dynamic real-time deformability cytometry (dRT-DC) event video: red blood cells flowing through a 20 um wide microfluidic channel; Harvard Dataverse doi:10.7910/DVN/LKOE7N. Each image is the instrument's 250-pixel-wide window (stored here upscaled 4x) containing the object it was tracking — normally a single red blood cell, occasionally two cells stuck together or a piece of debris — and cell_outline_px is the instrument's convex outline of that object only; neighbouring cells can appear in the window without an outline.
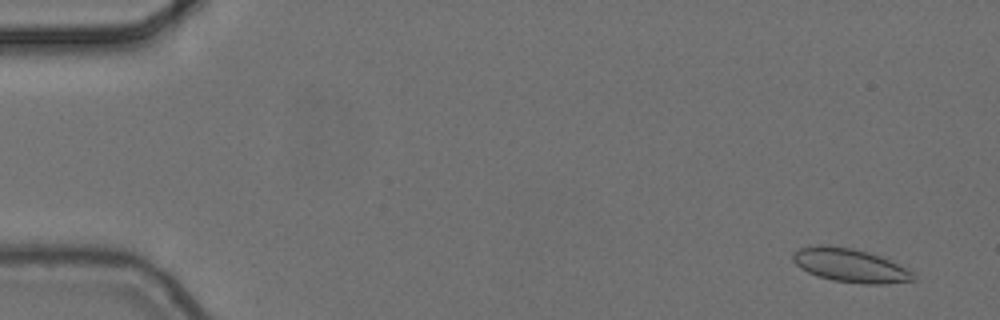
{"species": "common noctule bat (a hibernating species)", "species_latin": "Nyctalus noctula", "temperature_condition": "cold", "stored_images_in_passage": 8, "camera_frame_rate_fps": 3000, "um_per_image_px": 0.085, "animal": {"sex": "female", "body_mass_g": 24.6, "forearm_length_mm": 56.2}, "frame": {"image": 1, "passage_image": 2, "time_ms": 0.333, "image_size_px": [1000, 320], "cell_outline_px": [[916, 280], [884, 284], [864, 284], [832, 280], [816, 276], [800, 268], [792, 260], [792, 252], [800, 248], [820, 244], [828, 244], [852, 248], [868, 252], [880, 256], [912, 272], [916, 276]], "centroid_in_image_um": [72.21, 22.55], "position_along_channel_um": 12.8, "area_um2": 23.64}}
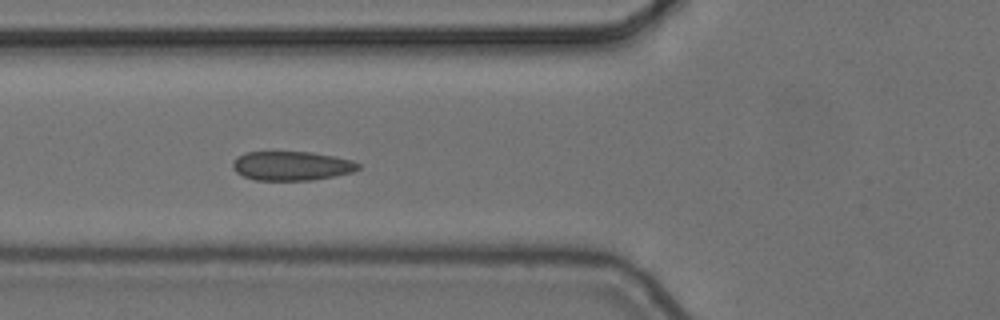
{"frame": {"image": 2, "passage_image": 7, "time_ms": 2.0, "image_size_px": [1000, 320], "cell_outline_px": [[360, 168], [352, 172], [312, 180], [256, 180], [244, 176], [236, 172], [232, 168], [232, 164], [236, 156], [244, 152], [312, 152], [352, 160], [360, 164]], "centroid_in_image_um": [24.75, 14.09], "position_along_channel_um": 101.0, "area_um2": 21.27}}
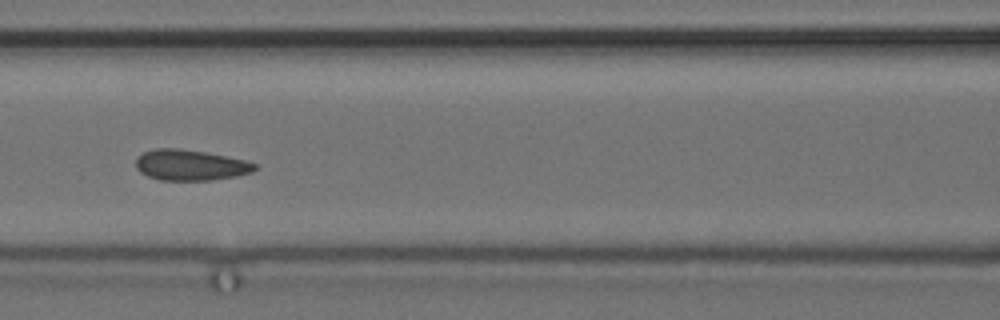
{"frame": {"image": 3, "passage_image": 8, "time_ms": 2.333, "image_size_px": [1000, 320], "cell_outline_px": [[260, 168], [252, 172], [236, 176], [212, 180], [160, 180], [148, 176], [140, 172], [136, 168], [136, 160], [144, 152], [156, 148], [176, 148], [204, 152], [244, 160], [256, 164]], "centroid_in_image_um": [16.2, 14.04], "position_along_channel_um": 150.4, "area_um2": 21.15}}